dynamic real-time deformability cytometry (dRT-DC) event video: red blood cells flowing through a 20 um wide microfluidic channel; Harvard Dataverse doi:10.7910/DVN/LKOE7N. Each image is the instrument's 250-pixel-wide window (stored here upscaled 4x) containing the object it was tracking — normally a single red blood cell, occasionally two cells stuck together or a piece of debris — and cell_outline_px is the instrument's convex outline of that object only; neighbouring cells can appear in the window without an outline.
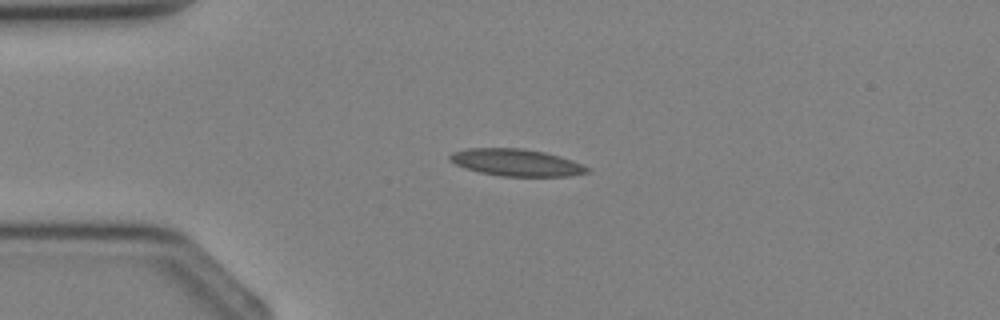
{"species": "Egyptian fruit bat (a non-hibernating species)", "species_latin": "Rousettus aegyptiacus", "temperature_condition": "cold", "stored_images_in_passage": 2, "camera_frame_rate_fps": 3000, "um_per_image_px": 0.085, "animal": {"sex": "female"}, "frame": {"image": 1, "passage_image": 1, "time_ms": 0.0, "image_size_px": [1000, 320], "cell_outline_px": [[592, 168], [588, 172], [568, 176], [500, 176], [480, 172], [456, 164], [448, 160], [448, 156], [452, 152], [468, 148], [524, 148], [544, 152], [560, 156], [572, 160]], "centroid_in_image_um": [43.9, 13.81], "position_along_channel_um": 41.1, "area_um2": 21.62}}